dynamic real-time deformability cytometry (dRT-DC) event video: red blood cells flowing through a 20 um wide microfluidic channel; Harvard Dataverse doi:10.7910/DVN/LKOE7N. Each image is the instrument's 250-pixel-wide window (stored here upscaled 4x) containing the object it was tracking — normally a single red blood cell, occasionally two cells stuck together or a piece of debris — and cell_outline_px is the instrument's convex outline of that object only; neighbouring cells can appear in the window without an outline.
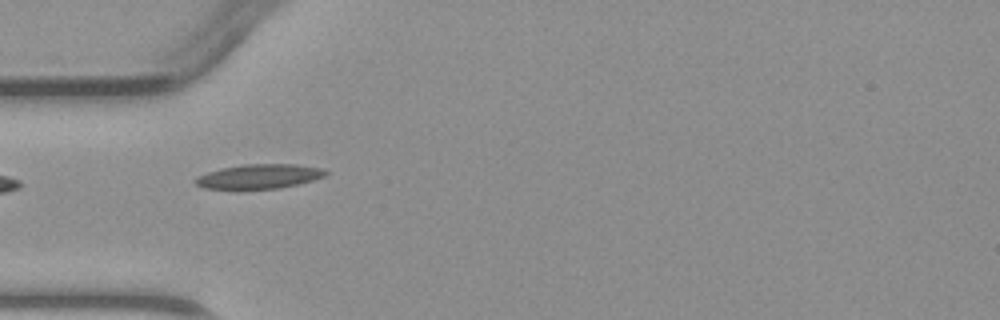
{"species": "common noctule bat (a hibernating species)", "species_latin": "Nyctalus noctula", "temperature_condition": "warm", "stored_images_in_passage": 3, "camera_frame_rate_fps": 3000, "um_per_image_px": 0.085, "animal": {"sex": "male", "body_mass_g": 23.1, "forearm_length_mm": 52.7}, "frame": {"image": 1, "passage_image": 2, "time_ms": 1.333, "image_size_px": [1000, 320], "cell_outline_px": [[328, 172], [324, 176], [312, 180], [280, 188], [204, 188], [196, 184], [192, 180], [196, 176], [220, 168], [244, 164], [296, 164], [320, 168]], "centroid_in_image_um": [21.99, 14.98], "position_along_channel_um": 63.0, "area_um2": 18.26}}
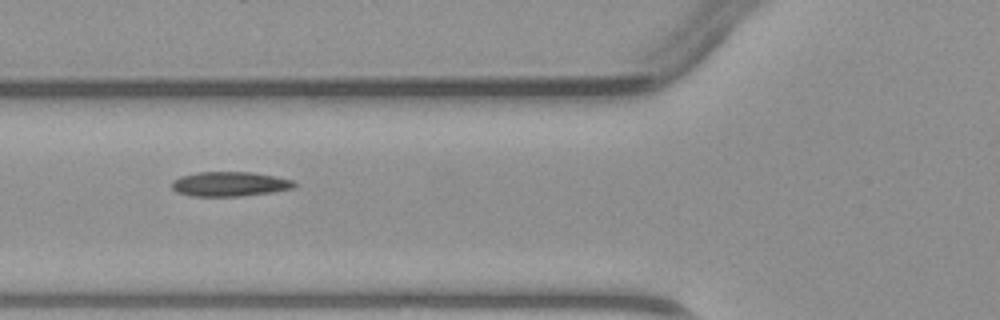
{"frame": {"image": 2, "passage_image": 3, "time_ms": 2.333, "image_size_px": [1000, 320], "cell_outline_px": [[296, 184], [292, 188], [272, 192], [240, 196], [192, 196], [176, 192], [172, 188], [172, 180], [180, 176], [200, 172], [252, 172], [276, 176], [292, 180]], "centroid_in_image_um": [19.5, 15.64], "position_along_channel_um": 106.3, "area_um2": 17.51}}